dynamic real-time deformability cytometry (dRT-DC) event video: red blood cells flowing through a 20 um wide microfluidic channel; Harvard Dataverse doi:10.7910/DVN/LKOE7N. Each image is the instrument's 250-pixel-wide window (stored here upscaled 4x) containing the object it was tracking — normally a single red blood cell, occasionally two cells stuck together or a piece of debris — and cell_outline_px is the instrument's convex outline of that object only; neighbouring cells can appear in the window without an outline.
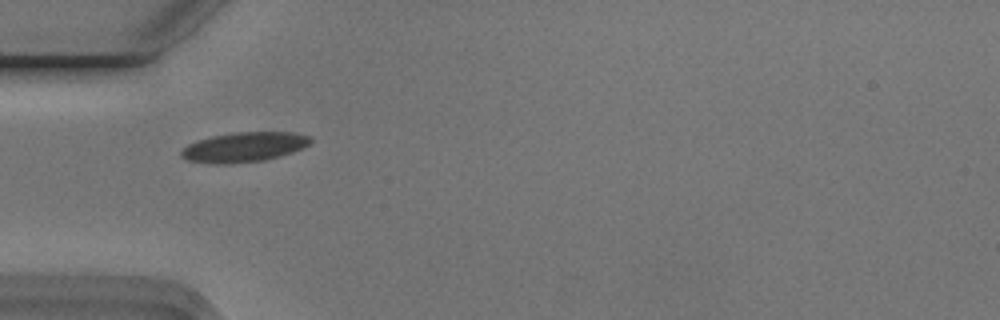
{"species": "Egyptian fruit bat (a non-hibernating species)", "species_latin": "Rousettus aegyptiacus", "temperature_condition": "cold", "stored_images_in_passage": 9, "camera_frame_rate_fps": 3000, "um_per_image_px": 0.085, "animal": {"sex": "male"}, "frame": {"image": 1, "passage_image": 5, "time_ms": 1.333, "image_size_px": [1000, 320], "cell_outline_px": [[312, 144], [292, 152], [264, 160], [228, 164], [212, 164], [188, 160], [180, 156], [180, 152], [188, 144], [212, 136], [236, 132], [288, 132], [312, 136]], "centroid_in_image_um": [20.77, 12.5], "position_along_channel_um": 64.2, "area_um2": 22.37}}
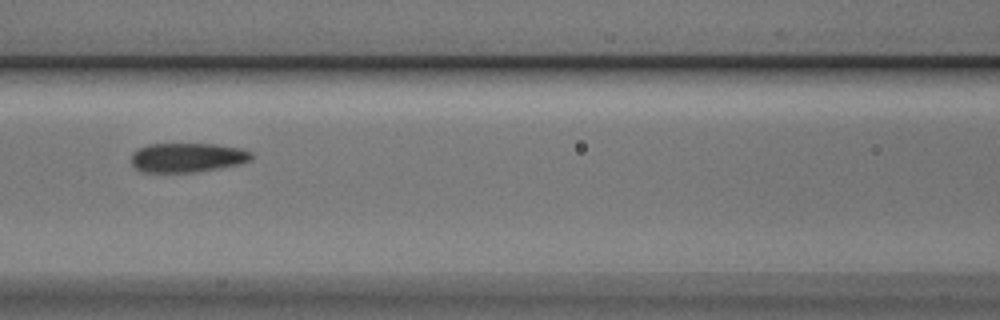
{"frame": {"image": 2, "passage_image": 7, "time_ms": 2.0, "image_size_px": [1000, 320], "cell_outline_px": [[252, 160], [240, 164], [192, 172], [140, 172], [132, 164], [132, 152], [148, 144], [216, 144], [244, 148], [252, 152]], "centroid_in_image_um": [15.95, 13.38], "position_along_channel_um": 150.7, "area_um2": 20.58}}
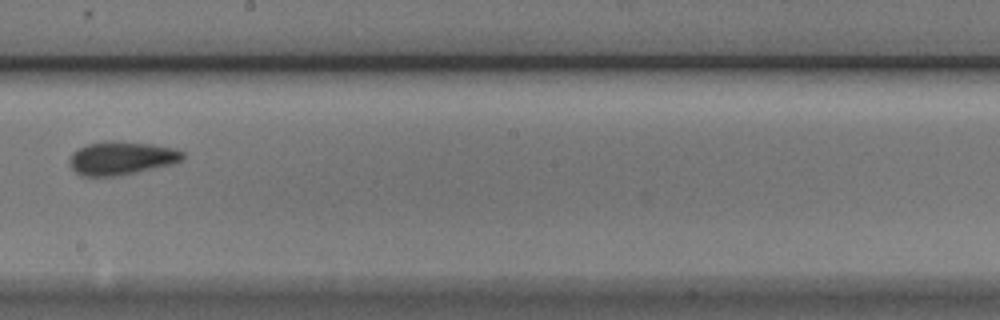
{"frame": {"image": 3, "passage_image": 9, "time_ms": 2.667, "image_size_px": [1000, 320], "cell_outline_px": [[184, 160], [172, 164], [120, 176], [80, 176], [68, 164], [68, 160], [72, 152], [88, 144], [108, 140], [116, 140], [152, 144], [176, 148], [184, 152]], "centroid_in_image_um": [10.33, 13.44], "position_along_channel_um": 237.9, "area_um2": 22.37}}